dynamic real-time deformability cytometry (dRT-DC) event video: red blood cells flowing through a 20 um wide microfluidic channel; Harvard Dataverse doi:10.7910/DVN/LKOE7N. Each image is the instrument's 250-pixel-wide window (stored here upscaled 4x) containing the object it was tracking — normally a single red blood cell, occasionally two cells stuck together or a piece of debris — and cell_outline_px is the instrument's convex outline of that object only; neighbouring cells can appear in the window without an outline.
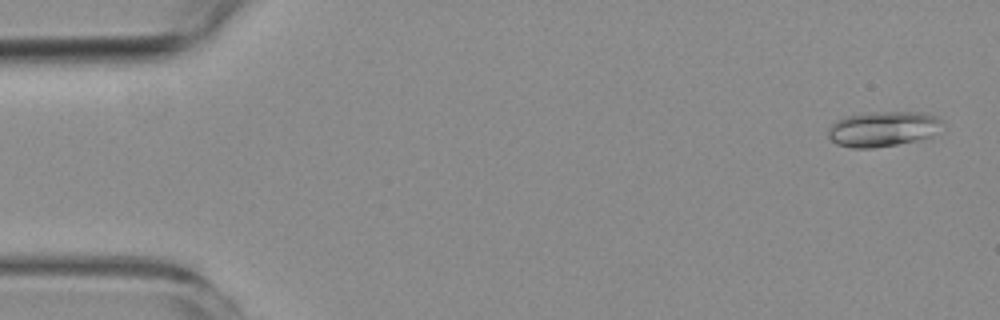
{"species": "common noctule bat (a hibernating species)", "species_latin": "Nyctalus noctula", "temperature_condition": "room temperature", "stored_images_in_passage": 5, "camera_frame_rate_fps": 3000, "um_per_image_px": 0.085, "animal": {"sex": "female", "body_mass_g": 19.3, "forearm_length_mm": 54.1}, "frame": {"image": 1, "passage_image": 1, "time_ms": 0.0, "image_size_px": [1000, 320], "cell_outline_px": [[940, 120], [932, 136], [920, 140], [872, 148], [852, 148], [836, 144], [828, 136], [828, 128], [836, 120], [848, 116], [876, 112], [912, 112], [936, 116]], "centroid_in_image_um": [74.97, 10.97], "position_along_channel_um": 10.0, "area_um2": 22.89}}